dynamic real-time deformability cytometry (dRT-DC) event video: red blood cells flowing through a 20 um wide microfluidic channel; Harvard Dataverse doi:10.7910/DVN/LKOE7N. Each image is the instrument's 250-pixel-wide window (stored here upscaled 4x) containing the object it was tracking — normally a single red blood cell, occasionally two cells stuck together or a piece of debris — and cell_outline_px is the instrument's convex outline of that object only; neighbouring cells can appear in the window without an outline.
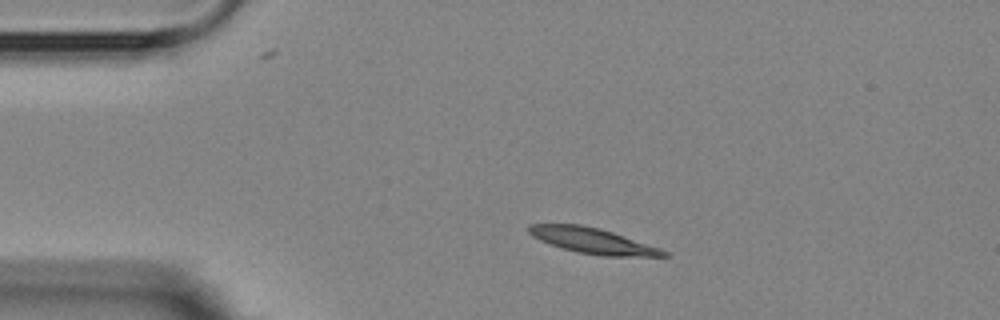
{"species": "Egyptian fruit bat (a non-hibernating species)", "species_latin": "Rousettus aegyptiacus", "temperature_condition": "room temperature", "stored_images_in_passage": 3, "camera_frame_rate_fps": 3000, "um_per_image_px": 0.085, "animal": {"sex": "female"}, "frame": {"image": 1, "passage_image": 2, "time_ms": 1.333, "image_size_px": [1000, 320], "cell_outline_px": [[668, 256], [604, 256], [576, 252], [548, 244], [532, 236], [528, 232], [528, 224], [580, 224], [600, 228], [660, 248], [668, 252]], "centroid_in_image_um": [50.33, 20.46], "position_along_channel_um": 34.7, "area_um2": 20.0}}